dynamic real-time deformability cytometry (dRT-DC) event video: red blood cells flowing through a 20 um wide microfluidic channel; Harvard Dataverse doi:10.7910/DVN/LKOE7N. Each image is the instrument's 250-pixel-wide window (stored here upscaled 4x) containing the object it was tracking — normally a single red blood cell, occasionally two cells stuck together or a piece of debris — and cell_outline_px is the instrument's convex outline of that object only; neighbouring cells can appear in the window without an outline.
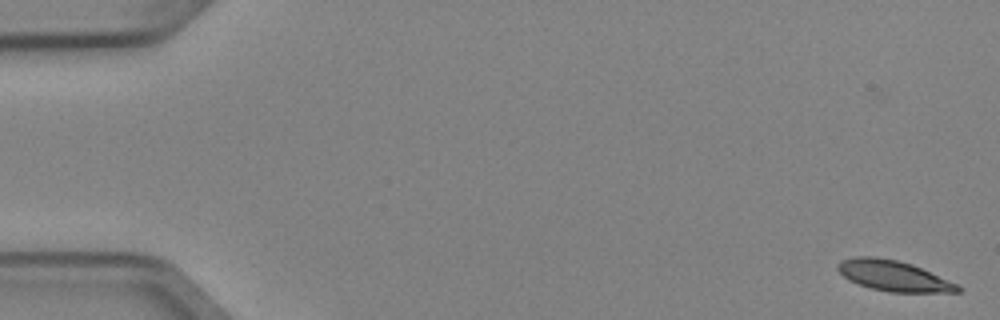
{"species": "Egyptian fruit bat (a non-hibernating species)", "species_latin": "Rousettus aegyptiacus", "temperature_condition": "cold", "stored_images_in_passage": 5, "camera_frame_rate_fps": 3000, "um_per_image_px": 0.085, "animal": {"sex": "female"}, "frame": {"image": 1, "passage_image": 1, "time_ms": 0.0, "image_size_px": [1000, 320], "cell_outline_px": [[964, 288], [960, 292], [888, 292], [872, 288], [848, 280], [836, 268], [836, 264], [840, 260], [852, 256], [876, 256], [896, 260], [912, 264], [960, 284]], "centroid_in_image_um": [75.97, 23.43], "position_along_channel_um": 9.0, "area_um2": 21.62}}
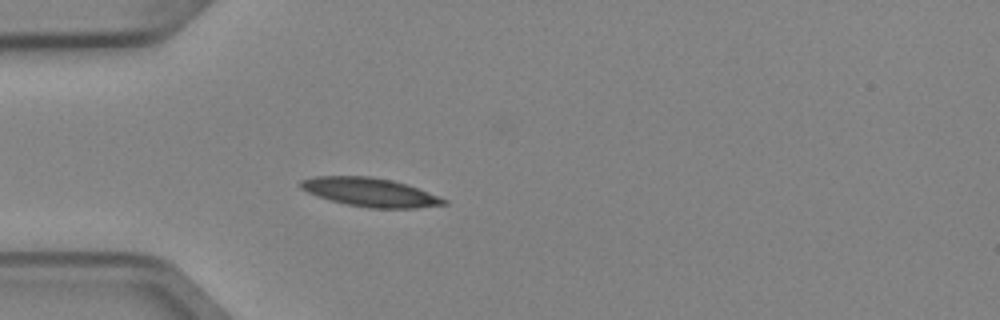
{"frame": {"image": 2, "passage_image": 5, "time_ms": 1.333, "image_size_px": [1000, 320], "cell_outline_px": [[448, 204], [416, 208], [368, 208], [344, 204], [316, 196], [300, 188], [300, 180], [316, 176], [368, 176], [392, 180], [408, 184], [448, 200]], "centroid_in_image_um": [31.46, 16.34], "position_along_channel_um": 53.5, "area_um2": 24.04}}